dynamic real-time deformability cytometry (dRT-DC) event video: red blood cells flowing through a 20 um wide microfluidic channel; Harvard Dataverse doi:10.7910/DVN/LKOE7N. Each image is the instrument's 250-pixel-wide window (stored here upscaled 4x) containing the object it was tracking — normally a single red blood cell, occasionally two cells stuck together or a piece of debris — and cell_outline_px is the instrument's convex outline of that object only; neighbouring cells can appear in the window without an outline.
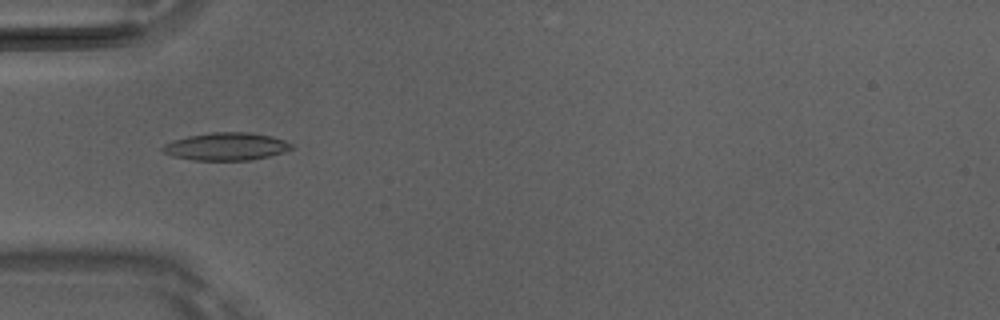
{"species": "Egyptian fruit bat (a non-hibernating species)", "species_latin": "Rousettus aegyptiacus", "temperature_condition": "room temperature", "stored_images_in_passage": 49, "camera_frame_rate_fps": 3000, "um_per_image_px": 0.085, "animal": {"sex": "male"}, "frame": {"image": 1, "passage_image": 16, "time_ms": 5.0, "image_size_px": [1000, 320], "cell_outline_px": [[292, 148], [284, 152], [268, 156], [248, 160], [192, 160], [172, 156], [164, 152], [160, 148], [164, 144], [172, 140], [188, 136], [212, 132], [252, 132], [272, 136], [284, 140], [292, 144]], "centroid_in_image_um": [19.2, 12.44], "position_along_channel_um": 65.8, "area_um2": 20.81}}
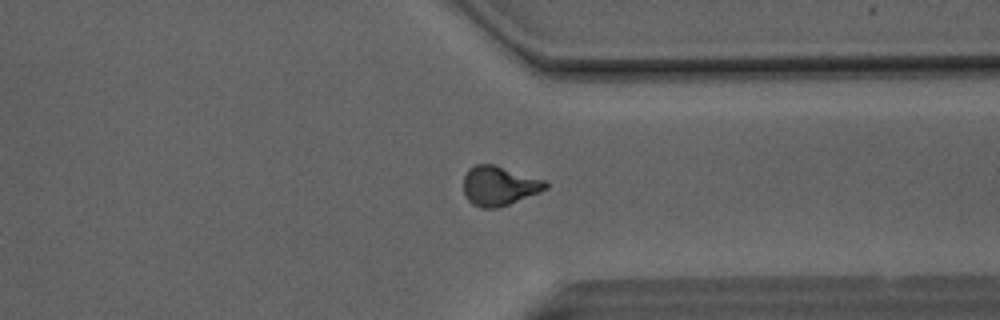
{"frame": {"image": 2, "passage_image": 38, "time_ms": 12.333, "image_size_px": [1000, 320], "cell_outline_px": [[548, 188], [540, 192], [508, 204], [496, 208], [480, 208], [472, 204], [464, 196], [464, 176], [468, 168], [476, 164], [496, 164], [544, 180], [548, 184]], "centroid_in_image_um": [42.4, 15.78], "position_along_channel_um": 369.0, "area_um2": 18.96}}
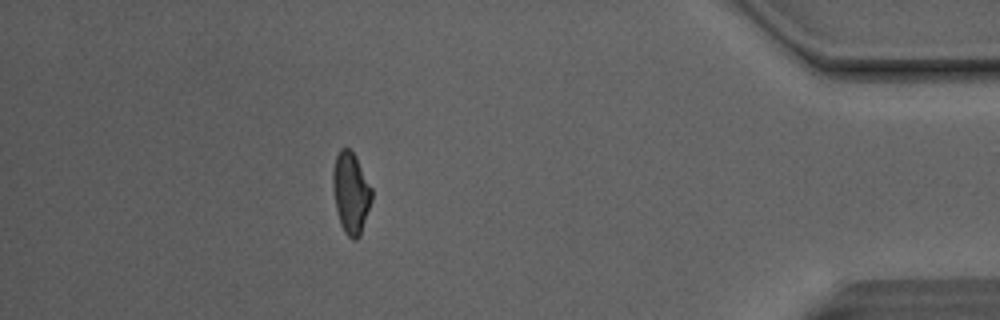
{"frame": {"image": 3, "passage_image": 44, "time_ms": 14.333, "image_size_px": [1000, 320], "cell_outline_px": [[372, 200], [360, 236], [356, 240], [352, 240], [344, 232], [340, 224], [336, 208], [332, 184], [332, 172], [336, 156], [340, 148], [348, 148], [356, 156], [372, 188]], "centroid_in_image_um": [29.82, 16.4], "position_along_channel_um": 405.4, "area_um2": 18.5}, "authors_computed_cell_mechanics": {"area_um2": 19.0162, "velocity_mm_per_s": 4.1622, "shape_relaxation_time_tau1_ms": 4.2333, "shape_relaxation_time_tau2_ms": 1.8397, "deformation_change_tau1": 0.1583, "deformation_change_tau2": 0.0854}}